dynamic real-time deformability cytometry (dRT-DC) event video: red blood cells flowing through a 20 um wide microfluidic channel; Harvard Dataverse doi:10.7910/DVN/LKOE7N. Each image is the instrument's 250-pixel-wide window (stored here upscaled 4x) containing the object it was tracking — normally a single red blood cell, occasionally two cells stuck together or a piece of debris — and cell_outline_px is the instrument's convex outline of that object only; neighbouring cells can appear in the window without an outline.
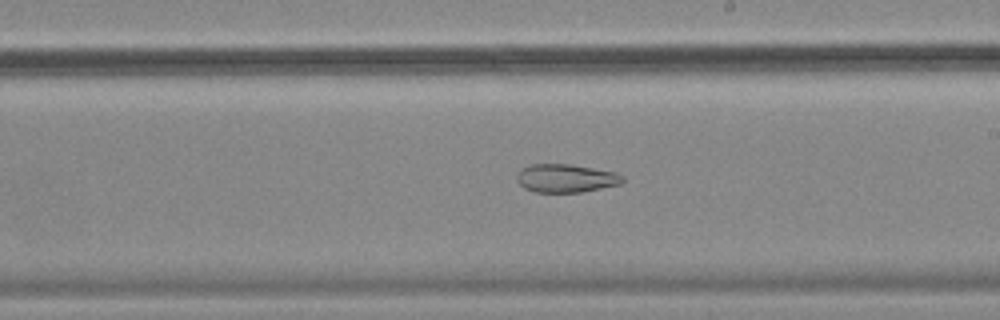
{"species": "common noctule bat (a hibernating species)", "species_latin": "Nyctalus noctula", "temperature_condition": "cold", "stored_images_in_passage": 56, "camera_frame_rate_fps": 3000, "um_per_image_px": 0.085, "animal": {"sex": "female", "body_mass_g": 18.4}, "frame": {"image": 1, "passage_image": 32, "time_ms": 10.333, "image_size_px": [1000, 320], "cell_outline_px": [[624, 180], [620, 184], [580, 192], [536, 192], [524, 188], [516, 180], [516, 176], [520, 168], [532, 164], [568, 164], [616, 172], [624, 176]], "centroid_in_image_um": [48.07, 15.14], "position_along_channel_um": 240.9, "area_um2": 17.4}}
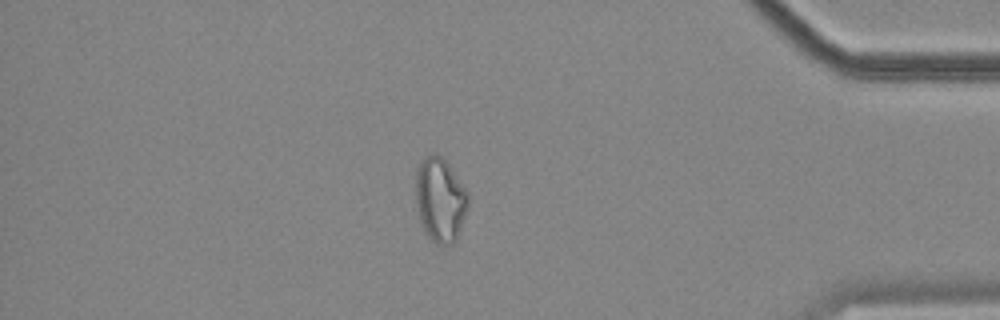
{"frame": {"image": 2, "passage_image": 48, "time_ms": 15.667, "image_size_px": [1000, 320], "cell_outline_px": [[468, 208], [456, 240], [452, 244], [436, 244], [424, 232], [420, 220], [416, 204], [416, 168], [428, 156], [440, 156], [448, 164], [468, 192]], "centroid_in_image_um": [37.42, 17.03], "position_along_channel_um": 397.8, "area_um2": 25.37}, "authors_computed_cell_mechanics": {"area_um2": 25.4898, "velocity_mm_per_s": 3.5594, "shape_relaxation_time_tau1_ms": null, "shape_relaxation_time_tau2_ms": 3.2855, "deformation_change_tau1": null, "deformation_change_tau2": 0.0985}}